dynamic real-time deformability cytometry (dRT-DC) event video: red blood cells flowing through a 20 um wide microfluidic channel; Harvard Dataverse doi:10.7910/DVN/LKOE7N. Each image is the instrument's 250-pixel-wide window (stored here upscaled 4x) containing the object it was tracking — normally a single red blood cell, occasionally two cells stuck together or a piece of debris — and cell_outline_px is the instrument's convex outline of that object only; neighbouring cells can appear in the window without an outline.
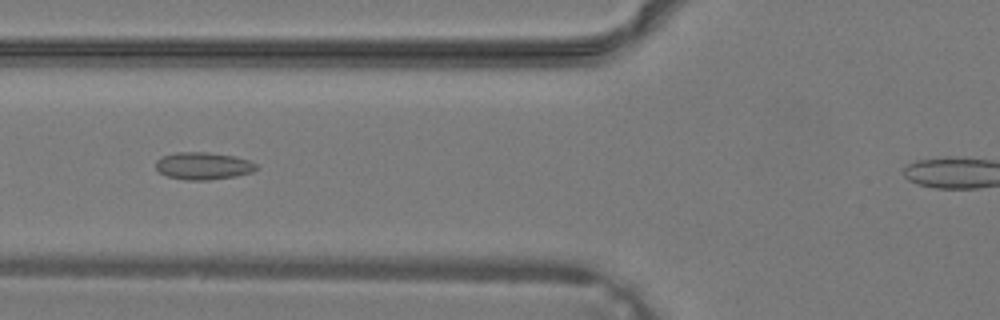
{"species": "common noctule bat (a hibernating species)", "species_latin": "Nyctalus noctula", "temperature_condition": "warm", "stored_images_in_passage": 34, "camera_frame_rate_fps": 3000, "um_per_image_px": 0.085, "animal": {"sex": "male", "body_mass_g": 19.2, "forearm_length_mm": 51.8}, "frame": {"image": 1, "passage_image": 15, "time_ms": 4.667, "image_size_px": [1000, 320], "cell_outline_px": [[260, 168], [252, 172], [236, 176], [208, 180], [184, 180], [168, 176], [160, 172], [156, 168], [156, 160], [164, 156], [176, 152], [208, 152], [236, 156], [248, 160], [256, 164]], "centroid_in_image_um": [17.31, 14.1], "position_along_channel_um": 108.5, "area_um2": 16.07}}
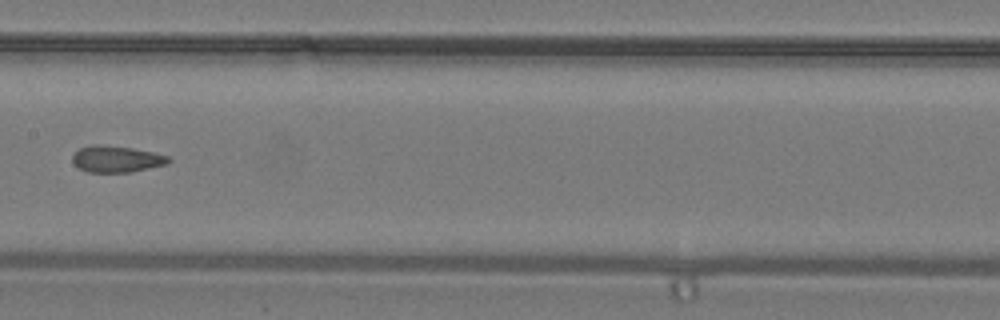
{"frame": {"image": 2, "passage_image": 20, "time_ms": 6.333, "image_size_px": [1000, 320], "cell_outline_px": [[172, 160], [168, 164], [128, 172], [88, 172], [80, 168], [72, 160], [72, 156], [80, 148], [92, 144], [96, 144], [132, 148], [152, 152], [168, 156]], "centroid_in_image_um": [9.91, 13.51], "position_along_channel_um": 197.5, "area_um2": 14.62}}